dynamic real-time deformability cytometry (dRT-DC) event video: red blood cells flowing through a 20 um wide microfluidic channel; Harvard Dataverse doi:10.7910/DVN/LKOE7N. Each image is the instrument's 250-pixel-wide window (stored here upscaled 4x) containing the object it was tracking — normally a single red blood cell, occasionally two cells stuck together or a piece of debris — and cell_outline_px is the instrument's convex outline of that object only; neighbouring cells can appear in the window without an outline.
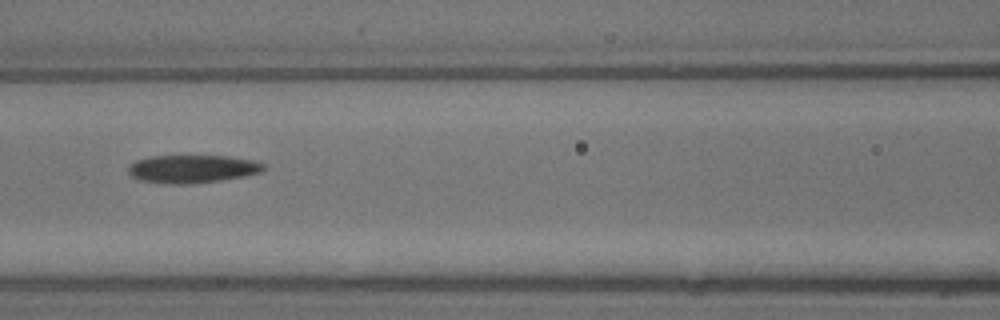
{"species": "common noctule bat (a hibernating species)", "species_latin": "Nyctalus noctula", "temperature_condition": "warm", "stored_images_in_passage": 10, "segment_of_instrument_passage": [1, 2], "camera_frame_rate_fps": 3000, "um_per_image_px": 0.085, "animal": {"sex": "male", "body_mass_g": 13.3}, "frame": {"image": 1, "passage_image": 7, "time_ms": 2.0, "image_size_px": [1000, 320], "cell_outline_px": [[268, 168], [264, 172], [244, 176], [220, 180], [192, 184], [168, 184], [140, 180], [132, 176], [128, 172], [128, 164], [136, 160], [152, 156], [228, 156], [256, 160], [264, 164]], "centroid_in_image_um": [16.39, 14.35], "position_along_channel_um": 150.2, "area_um2": 22.37}}
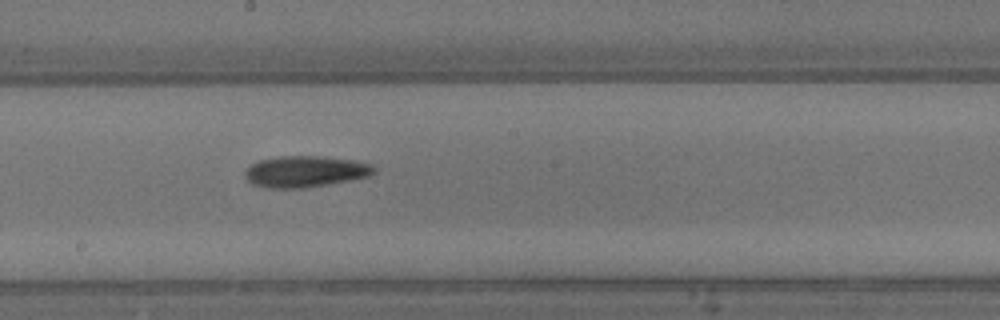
{"frame": {"image": 2, "passage_image": 9, "time_ms": 2.667, "image_size_px": [1000, 320], "cell_outline_px": [[376, 172], [368, 176], [328, 184], [300, 188], [268, 188], [252, 184], [244, 176], [244, 172], [252, 164], [260, 160], [280, 156], [324, 156], [356, 160], [372, 164], [376, 168]], "centroid_in_image_um": [25.97, 14.57], "position_along_channel_um": 222.2, "area_um2": 23.52}}